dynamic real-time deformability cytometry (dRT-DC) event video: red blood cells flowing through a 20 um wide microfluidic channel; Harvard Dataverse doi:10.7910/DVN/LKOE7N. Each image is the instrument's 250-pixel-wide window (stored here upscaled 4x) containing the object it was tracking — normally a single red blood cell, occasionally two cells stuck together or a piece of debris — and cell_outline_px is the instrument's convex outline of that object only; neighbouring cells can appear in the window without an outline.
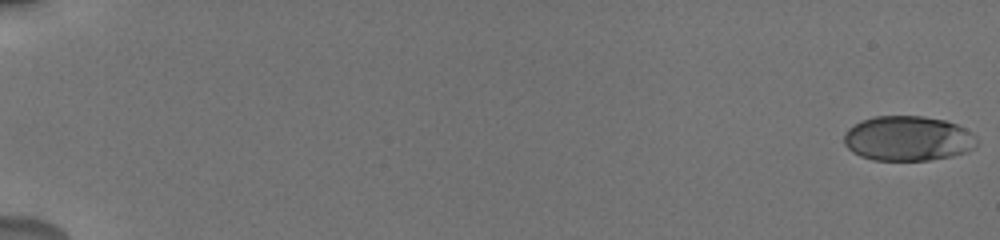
{"species": "human", "species_latin": "Homo sapiens", "temperature_condition": "cold", "stored_images_in_passage": 73, "camera_frame_rate_fps": 3000, "um_per_image_px": 0.085, "donor": {"sex": "male"}, "frame": {"image": 1, "passage_image": 1, "time_ms": 0.0, "image_size_px": [1000, 240], "cell_outline_px": [[976, 148], [952, 156], [928, 160], [872, 160], [860, 156], [852, 152], [844, 144], [844, 132], [848, 128], [872, 116], [924, 116], [944, 120], [956, 124], [972, 132], [976, 136]], "centroid_in_image_um": [77.17, 11.77], "position_along_channel_um": 7.8, "area_um2": 34.85}}
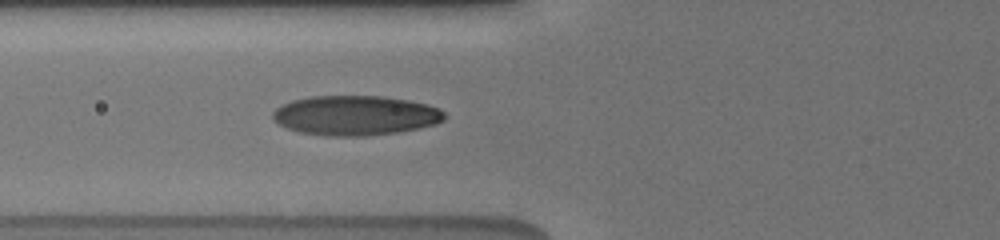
{"frame": {"image": 2, "passage_image": 28, "time_ms": 7.667, "image_size_px": [1000, 240], "cell_outline_px": [[448, 116], [444, 120], [436, 124], [420, 128], [396, 132], [368, 136], [328, 136], [300, 132], [288, 128], [272, 120], [272, 112], [280, 104], [292, 100], [312, 96], [380, 96], [408, 100], [440, 108]], "centroid_in_image_um": [30.21, 9.81], "position_along_channel_um": 95.6, "area_um2": 39.94}}
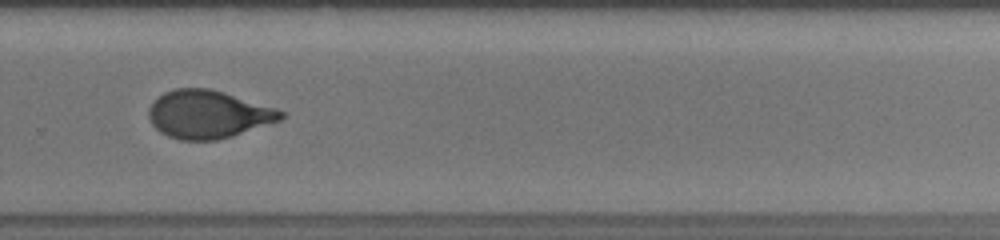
{"frame": {"image": 3, "passage_image": 48, "time_ms": 13.333, "image_size_px": [1000, 240], "cell_outline_px": [[284, 116], [280, 120], [232, 136], [216, 140], [180, 140], [168, 136], [160, 132], [152, 124], [148, 116], [148, 108], [164, 92], [176, 88], [212, 88], [276, 108], [284, 112]], "centroid_in_image_um": [17.68, 9.71], "position_along_channel_um": 312.1, "area_um2": 36.82}, "authors_computed_cell_mechanics": {"area_um2": 36.8186, "velocity_mm_per_s": 3.8281, "shape_relaxation_time_tau1_ms": 3.7406, "shape_relaxation_time_tau2_ms": 0.9158, "deformation_change_tau1": 0.1834, "deformation_change_tau2": 0.0679}}